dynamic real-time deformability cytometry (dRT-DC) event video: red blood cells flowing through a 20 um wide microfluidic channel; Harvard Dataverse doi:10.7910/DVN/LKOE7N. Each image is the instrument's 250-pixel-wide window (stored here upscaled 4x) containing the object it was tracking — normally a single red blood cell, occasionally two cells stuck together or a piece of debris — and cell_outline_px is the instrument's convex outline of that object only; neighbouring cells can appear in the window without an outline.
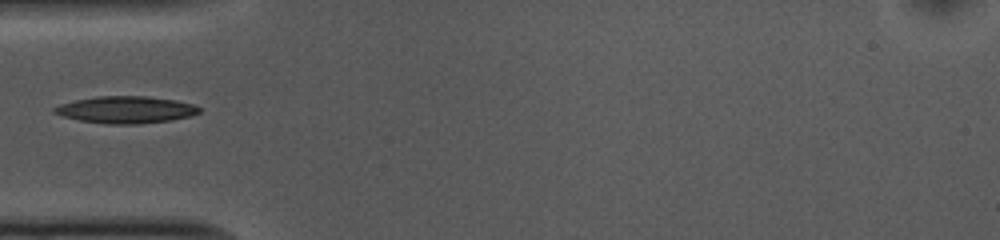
{"species": "common noctule bat (a hibernating species)", "species_latin": "Nyctalus noctula", "temperature_condition": "cold", "stored_images_in_passage": 37, "camera_frame_rate_fps": 3000, "um_per_image_px": 0.085, "animal": {"sex": "female", "body_mass_g": 10.0, "forearm_length_mm": 53.1}, "frame": {"image": 1, "passage_image": 1, "time_ms": 0.0, "image_size_px": [1000, 240], "cell_outline_px": [[200, 112], [192, 116], [172, 120], [136, 124], [108, 124], [80, 120], [64, 116], [52, 112], [52, 108], [60, 104], [76, 100], [96, 96], [148, 96], [176, 100], [192, 104], [200, 108]], "centroid_in_image_um": [10.71, 9.32], "position_along_channel_um": 74.3, "area_um2": 22.77}}
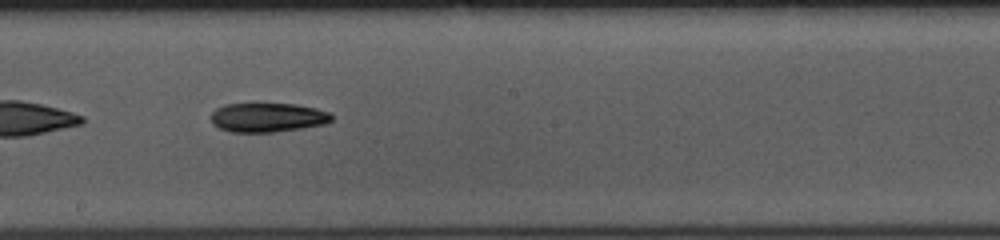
{"frame": {"image": 2, "passage_image": 13, "time_ms": 4.0, "image_size_px": [1000, 240], "cell_outline_px": [[332, 120], [324, 124], [300, 128], [272, 132], [232, 132], [220, 128], [212, 124], [212, 112], [216, 108], [224, 104], [296, 104], [316, 108], [332, 112]], "centroid_in_image_um": [22.76, 9.98], "position_along_channel_um": 225.4, "area_um2": 20.46}}
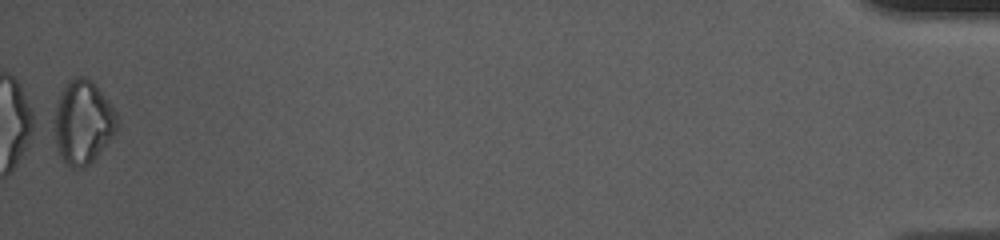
{"frame": {"image": 3, "passage_image": 37, "time_ms": 12.0, "image_size_px": [1000, 240], "cell_outline_px": [[120, 124], [116, 132], [96, 156], [88, 164], [80, 168], [72, 168], [60, 156], [56, 148], [56, 104], [64, 84], [72, 76], [84, 76], [92, 80], [108, 100], [116, 112]], "centroid_in_image_um": [7.08, 10.34], "position_along_channel_um": 428.1, "area_um2": 30.4}}